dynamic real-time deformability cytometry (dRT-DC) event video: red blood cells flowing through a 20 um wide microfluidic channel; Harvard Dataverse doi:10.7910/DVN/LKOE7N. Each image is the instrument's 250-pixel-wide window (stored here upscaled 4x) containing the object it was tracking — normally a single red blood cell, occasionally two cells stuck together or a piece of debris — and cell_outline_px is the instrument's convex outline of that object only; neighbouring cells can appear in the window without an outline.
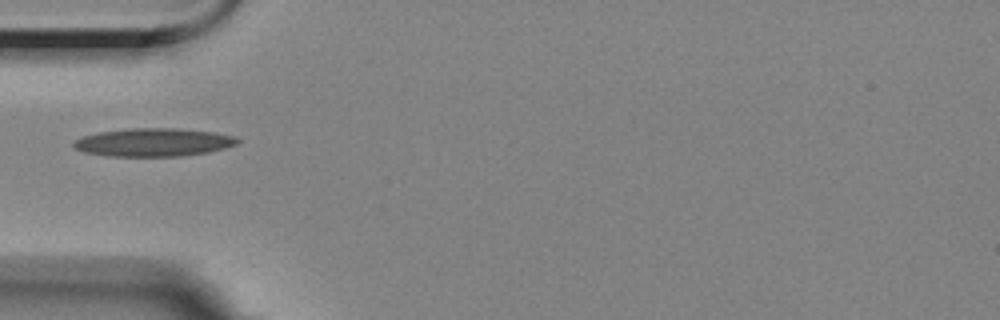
{"species": "Egyptian fruit bat (a non-hibernating species)", "species_latin": "Rousettus aegyptiacus", "temperature_condition": "room temperature", "stored_images_in_passage": 39, "camera_frame_rate_fps": 3000, "um_per_image_px": 0.085, "animal": {"sex": "female"}, "frame": {"image": 1, "passage_image": 1, "time_ms": 0.0, "image_size_px": [1000, 320], "cell_outline_px": [[240, 140], [236, 144], [224, 148], [208, 152], [180, 156], [108, 156], [84, 152], [72, 148], [72, 144], [76, 140], [84, 136], [100, 132], [132, 128], [176, 128], [212, 132], [236, 136]], "centroid_in_image_um": [13.04, 12.1], "position_along_channel_um": 72.0, "area_um2": 26.76}}
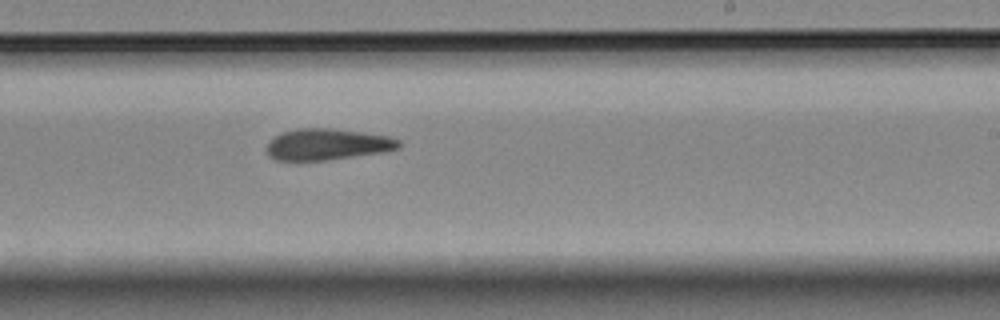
{"frame": {"image": 2, "passage_image": 17, "time_ms": 5.333, "image_size_px": [1000, 320], "cell_outline_px": [[404, 144], [400, 148], [384, 152], [328, 160], [296, 164], [276, 160], [268, 156], [264, 148], [276, 136], [284, 132], [296, 128], [328, 128], [360, 132], [388, 136], [400, 140]], "centroid_in_image_um": [27.78, 12.32], "position_along_channel_um": 261.2, "area_um2": 24.91}}
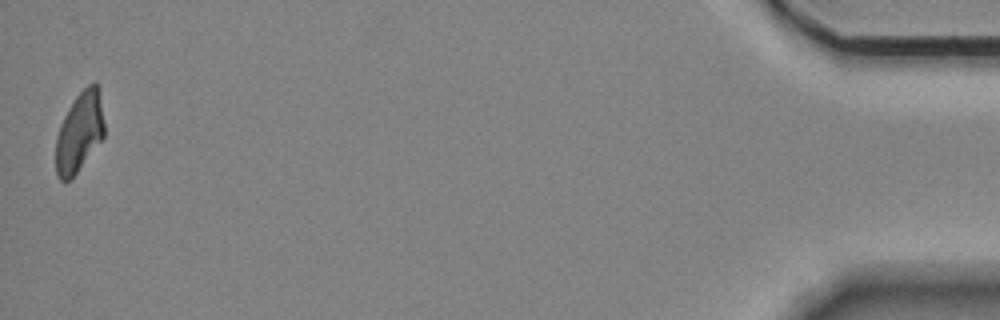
{"frame": {"image": 3, "passage_image": 39, "time_ms": 12.667, "image_size_px": [1000, 320], "cell_outline_px": [[104, 136], [76, 172], [68, 180], [60, 180], [56, 176], [56, 136], [60, 124], [64, 116], [76, 96], [88, 84], [96, 84], [100, 88], [104, 124]], "centroid_in_image_um": [6.75, 11.2], "position_along_channel_um": 428.5, "area_um2": 22.25}}